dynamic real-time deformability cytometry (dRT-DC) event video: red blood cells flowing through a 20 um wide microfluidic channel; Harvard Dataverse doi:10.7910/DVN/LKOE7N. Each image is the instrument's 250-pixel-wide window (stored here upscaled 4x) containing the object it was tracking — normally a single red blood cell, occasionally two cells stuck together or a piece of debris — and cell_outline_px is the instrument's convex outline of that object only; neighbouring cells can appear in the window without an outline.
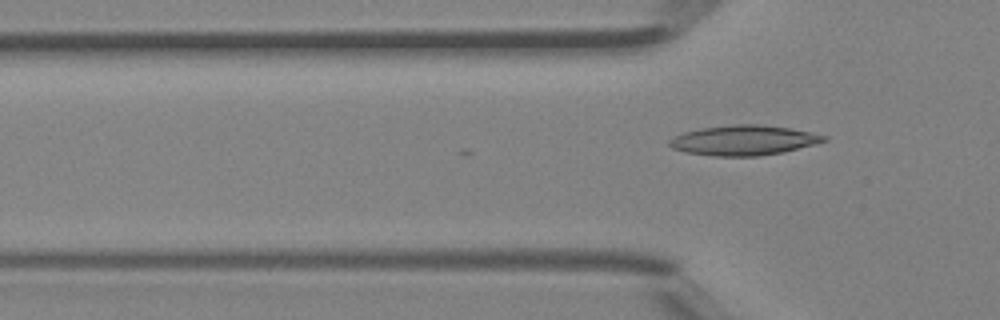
{"species": "Egyptian fruit bat (a non-hibernating species)", "species_latin": "Rousettus aegyptiacus", "temperature_condition": "room temperature", "stored_images_in_passage": 14, "camera_frame_rate_fps": 3000, "um_per_image_px": 0.085, "animal": {"sex": "female"}, "frame": {"image": 1, "passage_image": 14, "time_ms": 4.333, "image_size_px": [1000, 320], "cell_outline_px": [[828, 140], [784, 152], [756, 156], [716, 156], [684, 152], [672, 148], [668, 144], [668, 140], [672, 136], [684, 132], [700, 128], [736, 124], [756, 124], [792, 128], [828, 136]], "centroid_in_image_um": [63.18, 11.92], "position_along_channel_um": 62.6, "area_um2": 27.05}}